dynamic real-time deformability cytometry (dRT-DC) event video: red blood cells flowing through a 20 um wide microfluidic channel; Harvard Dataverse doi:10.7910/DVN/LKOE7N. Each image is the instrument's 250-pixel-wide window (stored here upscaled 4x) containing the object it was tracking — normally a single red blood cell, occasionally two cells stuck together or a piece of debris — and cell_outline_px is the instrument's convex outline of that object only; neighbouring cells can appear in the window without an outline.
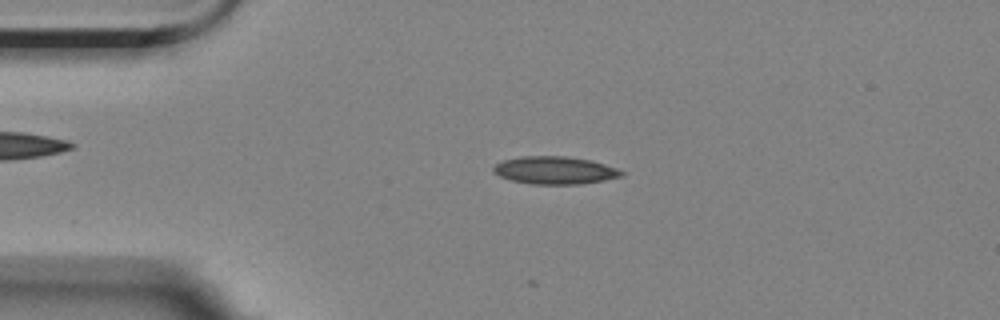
{"species": "Egyptian fruit bat (a non-hibernating species)", "species_latin": "Rousettus aegyptiacus", "temperature_condition": "room temperature", "stored_images_in_passage": 4, "camera_frame_rate_fps": 3000, "um_per_image_px": 0.085, "animal": {"sex": "female"}, "frame": {"image": 1, "passage_image": 3, "time_ms": 2.333, "image_size_px": [1000, 320], "cell_outline_px": [[628, 172], [624, 176], [604, 180], [580, 184], [532, 184], [512, 180], [500, 176], [492, 172], [492, 168], [496, 164], [504, 160], [520, 156], [568, 156], [592, 160]], "centroid_in_image_um": [47.2, 14.47], "position_along_channel_um": 37.8, "area_um2": 20.81}}
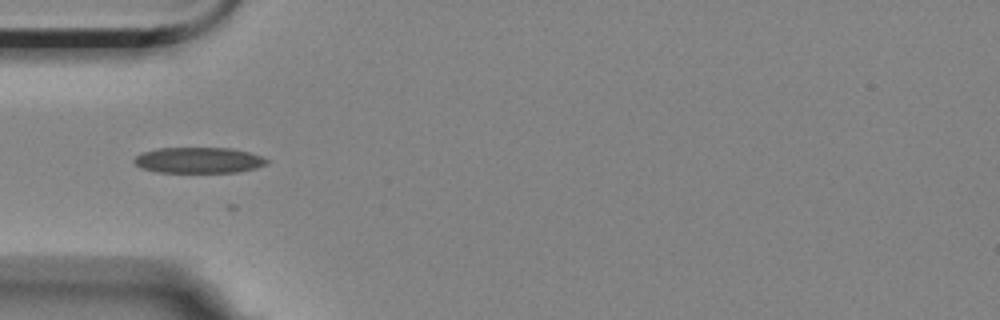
{"frame": {"image": 2, "passage_image": 4, "time_ms": 4.0, "image_size_px": [1000, 320], "cell_outline_px": [[268, 164], [256, 168], [236, 172], [156, 172], [140, 168], [132, 160], [136, 156], [144, 152], [160, 148], [232, 148], [248, 152], [260, 156], [268, 160]], "centroid_in_image_um": [16.88, 13.62], "position_along_channel_um": 68.1, "area_um2": 19.88}}